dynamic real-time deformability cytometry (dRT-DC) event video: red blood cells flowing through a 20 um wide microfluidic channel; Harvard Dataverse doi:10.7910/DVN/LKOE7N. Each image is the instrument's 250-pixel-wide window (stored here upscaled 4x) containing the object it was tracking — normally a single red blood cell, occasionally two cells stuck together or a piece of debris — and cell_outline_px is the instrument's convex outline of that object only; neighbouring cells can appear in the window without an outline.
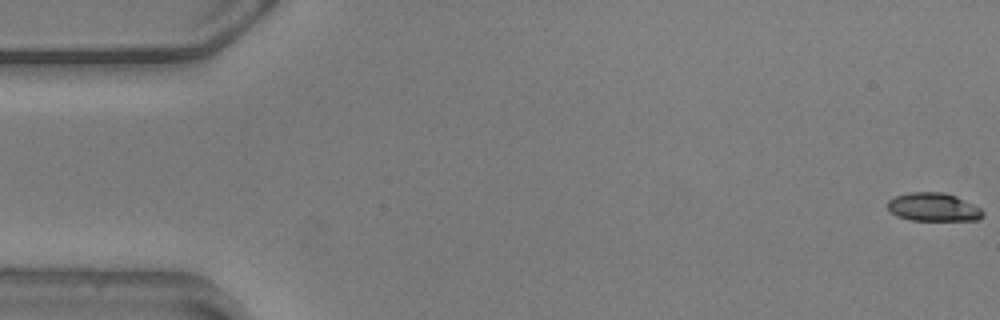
{"species": "common noctule bat (a hibernating species)", "species_latin": "Nyctalus noctula", "temperature_condition": "warm", "stored_images_in_passage": 57, "camera_frame_rate_fps": 3000, "um_per_image_px": 0.085, "animal": {"sex": "male", "body_mass_g": 20.5, "forearm_length_mm": 52.5}, "frame": {"image": 1, "passage_image": 1, "time_ms": 0.0, "image_size_px": [1000, 320], "cell_outline_px": [[984, 216], [980, 220], [912, 220], [896, 216], [888, 208], [888, 200], [896, 196], [908, 192], [944, 192], [956, 196], [980, 208], [984, 212]], "centroid_in_image_um": [79.35, 17.6], "position_along_channel_um": 5.6, "area_um2": 15.72}}
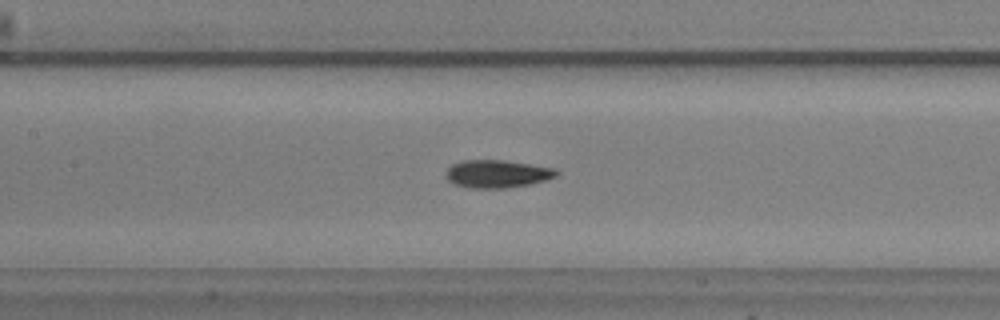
{"frame": {"image": 2, "passage_image": 26, "time_ms": 8.333, "image_size_px": [1000, 320], "cell_outline_px": [[560, 172], [556, 176], [544, 180], [528, 184], [504, 188], [468, 188], [452, 184], [444, 176], [444, 172], [452, 164], [460, 160], [504, 160], [556, 168]], "centroid_in_image_um": [42.2, 14.77], "position_along_channel_um": 165.2, "area_um2": 18.09}}
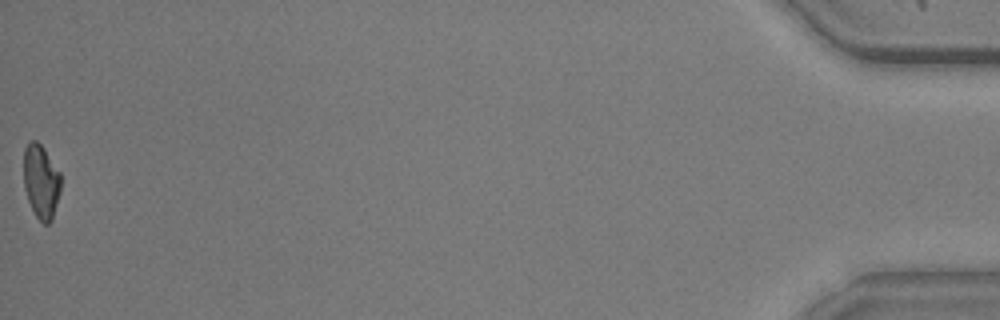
{"frame": {"image": 3, "passage_image": 57, "time_ms": 18.667, "image_size_px": [1000, 320], "cell_outline_px": [[60, 192], [52, 220], [48, 224], [44, 224], [36, 216], [28, 200], [24, 188], [24, 148], [28, 140], [36, 140], [44, 148], [60, 172]], "centroid_in_image_um": [3.48, 15.4], "position_along_channel_um": 431.7, "area_um2": 16.07}, "authors_computed_cell_mechanics": {"area_um2": 17.051, "velocity_mm_per_s": 3.5988, "shape_relaxation_time_tau1_ms": 8.4205, "shape_relaxation_time_tau2_ms": 2.6906, "deformation_change_tau1": 0.2083, "deformation_change_tau2": 0.0803}}